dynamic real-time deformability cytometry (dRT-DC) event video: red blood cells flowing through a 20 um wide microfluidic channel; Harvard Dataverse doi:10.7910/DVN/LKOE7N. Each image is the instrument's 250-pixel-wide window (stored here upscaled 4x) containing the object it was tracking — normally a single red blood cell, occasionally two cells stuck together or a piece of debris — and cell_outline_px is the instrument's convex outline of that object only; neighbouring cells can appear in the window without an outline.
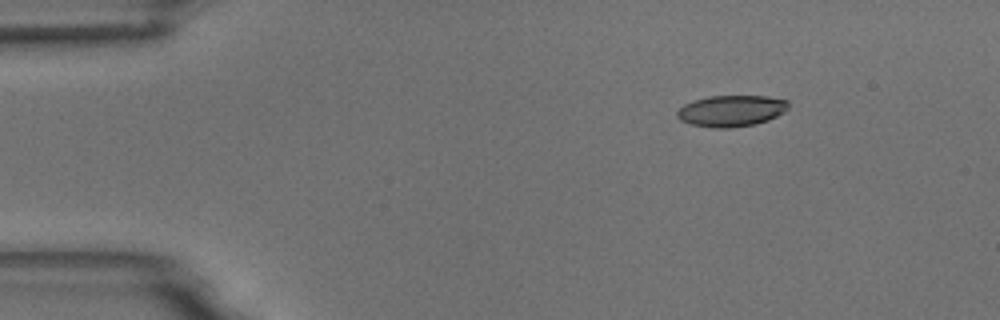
{"species": "common noctule bat (a hibernating species)", "species_latin": "Nyctalus noctula", "temperature_condition": "room temperature", "stored_images_in_passage": 4, "camera_frame_rate_fps": 3000, "um_per_image_px": 0.085, "animal": {"sex": "male", "body_mass_g": 18.8}, "frame": {"image": 1, "passage_image": 2, "time_ms": 1.333, "image_size_px": [1000, 320], "cell_outline_px": [[788, 108], [784, 112], [768, 120], [756, 124], [728, 128], [712, 128], [692, 124], [680, 120], [676, 116], [676, 112], [684, 104], [708, 96], [768, 96], [788, 100]], "centroid_in_image_um": [62.17, 9.42], "position_along_channel_um": 22.8, "area_um2": 20.29}}